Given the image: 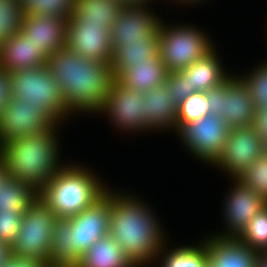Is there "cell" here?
I'll return each instance as SVG.
<instances>
[{
  "label": "cell",
  "instance_id": "8fae6325",
  "mask_svg": "<svg viewBox=\"0 0 267 267\" xmlns=\"http://www.w3.org/2000/svg\"><path fill=\"white\" fill-rule=\"evenodd\" d=\"M264 154V141L253 126L232 128L221 155L211 165L223 169L229 179L238 178Z\"/></svg>",
  "mask_w": 267,
  "mask_h": 267
},
{
  "label": "cell",
  "instance_id": "cb8c5ba5",
  "mask_svg": "<svg viewBox=\"0 0 267 267\" xmlns=\"http://www.w3.org/2000/svg\"><path fill=\"white\" fill-rule=\"evenodd\" d=\"M78 267H136L121 246L108 234L81 257Z\"/></svg>",
  "mask_w": 267,
  "mask_h": 267
},
{
  "label": "cell",
  "instance_id": "60d3db41",
  "mask_svg": "<svg viewBox=\"0 0 267 267\" xmlns=\"http://www.w3.org/2000/svg\"><path fill=\"white\" fill-rule=\"evenodd\" d=\"M122 7L123 6H139L148 5L152 0H116Z\"/></svg>",
  "mask_w": 267,
  "mask_h": 267
},
{
  "label": "cell",
  "instance_id": "ffe728a7",
  "mask_svg": "<svg viewBox=\"0 0 267 267\" xmlns=\"http://www.w3.org/2000/svg\"><path fill=\"white\" fill-rule=\"evenodd\" d=\"M144 112L146 113L147 131L156 132L167 129L176 132L177 106L169 96V87L166 84L154 87L144 95ZM163 130V131H162Z\"/></svg>",
  "mask_w": 267,
  "mask_h": 267
},
{
  "label": "cell",
  "instance_id": "f35d334b",
  "mask_svg": "<svg viewBox=\"0 0 267 267\" xmlns=\"http://www.w3.org/2000/svg\"><path fill=\"white\" fill-rule=\"evenodd\" d=\"M46 265L40 260L20 258L11 254L3 267H45Z\"/></svg>",
  "mask_w": 267,
  "mask_h": 267
},
{
  "label": "cell",
  "instance_id": "8d00e7d4",
  "mask_svg": "<svg viewBox=\"0 0 267 267\" xmlns=\"http://www.w3.org/2000/svg\"><path fill=\"white\" fill-rule=\"evenodd\" d=\"M253 127L265 143L267 141V106L257 109Z\"/></svg>",
  "mask_w": 267,
  "mask_h": 267
},
{
  "label": "cell",
  "instance_id": "e0dca14e",
  "mask_svg": "<svg viewBox=\"0 0 267 267\" xmlns=\"http://www.w3.org/2000/svg\"><path fill=\"white\" fill-rule=\"evenodd\" d=\"M67 20L48 15L24 13L20 31L48 57L65 48Z\"/></svg>",
  "mask_w": 267,
  "mask_h": 267
},
{
  "label": "cell",
  "instance_id": "52a82bcc",
  "mask_svg": "<svg viewBox=\"0 0 267 267\" xmlns=\"http://www.w3.org/2000/svg\"><path fill=\"white\" fill-rule=\"evenodd\" d=\"M57 218L38 196L22 215L19 231L10 245L11 254L49 264L53 227Z\"/></svg>",
  "mask_w": 267,
  "mask_h": 267
},
{
  "label": "cell",
  "instance_id": "ee69618b",
  "mask_svg": "<svg viewBox=\"0 0 267 267\" xmlns=\"http://www.w3.org/2000/svg\"><path fill=\"white\" fill-rule=\"evenodd\" d=\"M7 177V173L5 171L4 165L0 160V185L3 182V180Z\"/></svg>",
  "mask_w": 267,
  "mask_h": 267
},
{
  "label": "cell",
  "instance_id": "5b68a950",
  "mask_svg": "<svg viewBox=\"0 0 267 267\" xmlns=\"http://www.w3.org/2000/svg\"><path fill=\"white\" fill-rule=\"evenodd\" d=\"M9 79L11 96L41 108L55 123L62 124L73 116L46 65L9 72Z\"/></svg>",
  "mask_w": 267,
  "mask_h": 267
},
{
  "label": "cell",
  "instance_id": "1f68e13d",
  "mask_svg": "<svg viewBox=\"0 0 267 267\" xmlns=\"http://www.w3.org/2000/svg\"><path fill=\"white\" fill-rule=\"evenodd\" d=\"M75 0H27L25 14L48 15L69 19L73 15Z\"/></svg>",
  "mask_w": 267,
  "mask_h": 267
},
{
  "label": "cell",
  "instance_id": "f546056e",
  "mask_svg": "<svg viewBox=\"0 0 267 267\" xmlns=\"http://www.w3.org/2000/svg\"><path fill=\"white\" fill-rule=\"evenodd\" d=\"M237 238L255 252L267 251V206L253 216Z\"/></svg>",
  "mask_w": 267,
  "mask_h": 267
},
{
  "label": "cell",
  "instance_id": "603a6c76",
  "mask_svg": "<svg viewBox=\"0 0 267 267\" xmlns=\"http://www.w3.org/2000/svg\"><path fill=\"white\" fill-rule=\"evenodd\" d=\"M159 26L142 42H123L112 55L110 62L114 77L116 78L123 70L133 66L134 63L147 62L159 53Z\"/></svg>",
  "mask_w": 267,
  "mask_h": 267
},
{
  "label": "cell",
  "instance_id": "ba28073f",
  "mask_svg": "<svg viewBox=\"0 0 267 267\" xmlns=\"http://www.w3.org/2000/svg\"><path fill=\"white\" fill-rule=\"evenodd\" d=\"M205 93L209 114L220 116L230 129L253 126L257 109L247 84L238 74H231Z\"/></svg>",
  "mask_w": 267,
  "mask_h": 267
},
{
  "label": "cell",
  "instance_id": "9c48e42d",
  "mask_svg": "<svg viewBox=\"0 0 267 267\" xmlns=\"http://www.w3.org/2000/svg\"><path fill=\"white\" fill-rule=\"evenodd\" d=\"M230 128L224 119L215 114H207L198 120L183 124L176 132L182 145L195 159L212 165L221 155L227 142Z\"/></svg>",
  "mask_w": 267,
  "mask_h": 267
},
{
  "label": "cell",
  "instance_id": "74e56055",
  "mask_svg": "<svg viewBox=\"0 0 267 267\" xmlns=\"http://www.w3.org/2000/svg\"><path fill=\"white\" fill-rule=\"evenodd\" d=\"M11 97L9 72L0 69V112Z\"/></svg>",
  "mask_w": 267,
  "mask_h": 267
},
{
  "label": "cell",
  "instance_id": "8992f818",
  "mask_svg": "<svg viewBox=\"0 0 267 267\" xmlns=\"http://www.w3.org/2000/svg\"><path fill=\"white\" fill-rule=\"evenodd\" d=\"M162 19L159 54L168 73L182 71L216 47L208 32L201 31L197 25H170Z\"/></svg>",
  "mask_w": 267,
  "mask_h": 267
},
{
  "label": "cell",
  "instance_id": "484cf974",
  "mask_svg": "<svg viewBox=\"0 0 267 267\" xmlns=\"http://www.w3.org/2000/svg\"><path fill=\"white\" fill-rule=\"evenodd\" d=\"M121 8L116 0H75L73 16L80 22L101 24L111 30Z\"/></svg>",
  "mask_w": 267,
  "mask_h": 267
},
{
  "label": "cell",
  "instance_id": "7dc6e473",
  "mask_svg": "<svg viewBox=\"0 0 267 267\" xmlns=\"http://www.w3.org/2000/svg\"><path fill=\"white\" fill-rule=\"evenodd\" d=\"M204 267H213V266L209 262H207Z\"/></svg>",
  "mask_w": 267,
  "mask_h": 267
},
{
  "label": "cell",
  "instance_id": "5bb4252c",
  "mask_svg": "<svg viewBox=\"0 0 267 267\" xmlns=\"http://www.w3.org/2000/svg\"><path fill=\"white\" fill-rule=\"evenodd\" d=\"M223 204L225 231L213 233L222 237H237L254 215L267 206V201L237 178H233Z\"/></svg>",
  "mask_w": 267,
  "mask_h": 267
},
{
  "label": "cell",
  "instance_id": "b9f144b4",
  "mask_svg": "<svg viewBox=\"0 0 267 267\" xmlns=\"http://www.w3.org/2000/svg\"><path fill=\"white\" fill-rule=\"evenodd\" d=\"M257 267H267V251L259 252Z\"/></svg>",
  "mask_w": 267,
  "mask_h": 267
},
{
  "label": "cell",
  "instance_id": "30bf717a",
  "mask_svg": "<svg viewBox=\"0 0 267 267\" xmlns=\"http://www.w3.org/2000/svg\"><path fill=\"white\" fill-rule=\"evenodd\" d=\"M144 95L143 92L127 89L115 80L98 113L106 114L111 125L113 123L123 133H146Z\"/></svg>",
  "mask_w": 267,
  "mask_h": 267
},
{
  "label": "cell",
  "instance_id": "d6986e66",
  "mask_svg": "<svg viewBox=\"0 0 267 267\" xmlns=\"http://www.w3.org/2000/svg\"><path fill=\"white\" fill-rule=\"evenodd\" d=\"M47 58L21 31L0 47V69L6 72L43 67Z\"/></svg>",
  "mask_w": 267,
  "mask_h": 267
},
{
  "label": "cell",
  "instance_id": "277c9868",
  "mask_svg": "<svg viewBox=\"0 0 267 267\" xmlns=\"http://www.w3.org/2000/svg\"><path fill=\"white\" fill-rule=\"evenodd\" d=\"M81 164L67 163L38 192L40 199L59 218H69L79 214L94 204L110 188L101 182L102 178L94 174V170L90 171Z\"/></svg>",
  "mask_w": 267,
  "mask_h": 267
},
{
  "label": "cell",
  "instance_id": "e575fe53",
  "mask_svg": "<svg viewBox=\"0 0 267 267\" xmlns=\"http://www.w3.org/2000/svg\"><path fill=\"white\" fill-rule=\"evenodd\" d=\"M165 84L169 87L170 99L176 106L195 92L190 88L188 77L181 71L168 73Z\"/></svg>",
  "mask_w": 267,
  "mask_h": 267
},
{
  "label": "cell",
  "instance_id": "7c38bea8",
  "mask_svg": "<svg viewBox=\"0 0 267 267\" xmlns=\"http://www.w3.org/2000/svg\"><path fill=\"white\" fill-rule=\"evenodd\" d=\"M56 124L41 108L12 96L0 112V145Z\"/></svg>",
  "mask_w": 267,
  "mask_h": 267
},
{
  "label": "cell",
  "instance_id": "d6a6232c",
  "mask_svg": "<svg viewBox=\"0 0 267 267\" xmlns=\"http://www.w3.org/2000/svg\"><path fill=\"white\" fill-rule=\"evenodd\" d=\"M263 62L250 73L239 75L247 84L256 109L267 106V60Z\"/></svg>",
  "mask_w": 267,
  "mask_h": 267
},
{
  "label": "cell",
  "instance_id": "f6af8a7d",
  "mask_svg": "<svg viewBox=\"0 0 267 267\" xmlns=\"http://www.w3.org/2000/svg\"><path fill=\"white\" fill-rule=\"evenodd\" d=\"M45 267H78V266H65V265H51V264H47Z\"/></svg>",
  "mask_w": 267,
  "mask_h": 267
},
{
  "label": "cell",
  "instance_id": "836d02e7",
  "mask_svg": "<svg viewBox=\"0 0 267 267\" xmlns=\"http://www.w3.org/2000/svg\"><path fill=\"white\" fill-rule=\"evenodd\" d=\"M267 201V155L264 153L237 178Z\"/></svg>",
  "mask_w": 267,
  "mask_h": 267
},
{
  "label": "cell",
  "instance_id": "4fadbf2b",
  "mask_svg": "<svg viewBox=\"0 0 267 267\" xmlns=\"http://www.w3.org/2000/svg\"><path fill=\"white\" fill-rule=\"evenodd\" d=\"M111 189L94 204L79 214L69 217L71 227V243L75 252L82 257L92 245L109 234Z\"/></svg>",
  "mask_w": 267,
  "mask_h": 267
},
{
  "label": "cell",
  "instance_id": "9a60e30c",
  "mask_svg": "<svg viewBox=\"0 0 267 267\" xmlns=\"http://www.w3.org/2000/svg\"><path fill=\"white\" fill-rule=\"evenodd\" d=\"M65 47L85 59L108 64L113 55L110 30L101 24L80 22L73 15L67 20Z\"/></svg>",
  "mask_w": 267,
  "mask_h": 267
},
{
  "label": "cell",
  "instance_id": "ab89813d",
  "mask_svg": "<svg viewBox=\"0 0 267 267\" xmlns=\"http://www.w3.org/2000/svg\"><path fill=\"white\" fill-rule=\"evenodd\" d=\"M10 255V245L0 242V267L4 266Z\"/></svg>",
  "mask_w": 267,
  "mask_h": 267
},
{
  "label": "cell",
  "instance_id": "83f0119b",
  "mask_svg": "<svg viewBox=\"0 0 267 267\" xmlns=\"http://www.w3.org/2000/svg\"><path fill=\"white\" fill-rule=\"evenodd\" d=\"M37 197L28 183L6 177L0 185V211L26 210Z\"/></svg>",
  "mask_w": 267,
  "mask_h": 267
},
{
  "label": "cell",
  "instance_id": "d590c367",
  "mask_svg": "<svg viewBox=\"0 0 267 267\" xmlns=\"http://www.w3.org/2000/svg\"><path fill=\"white\" fill-rule=\"evenodd\" d=\"M26 210L0 211V242L11 245L20 227L21 218Z\"/></svg>",
  "mask_w": 267,
  "mask_h": 267
},
{
  "label": "cell",
  "instance_id": "ac0fdd59",
  "mask_svg": "<svg viewBox=\"0 0 267 267\" xmlns=\"http://www.w3.org/2000/svg\"><path fill=\"white\" fill-rule=\"evenodd\" d=\"M202 240L206 246L208 262L213 267H257L259 253L237 237L210 234Z\"/></svg>",
  "mask_w": 267,
  "mask_h": 267
},
{
  "label": "cell",
  "instance_id": "4316f807",
  "mask_svg": "<svg viewBox=\"0 0 267 267\" xmlns=\"http://www.w3.org/2000/svg\"><path fill=\"white\" fill-rule=\"evenodd\" d=\"M71 227L68 218H57L53 227L49 264L78 266L81 257L71 243Z\"/></svg>",
  "mask_w": 267,
  "mask_h": 267
},
{
  "label": "cell",
  "instance_id": "bcb514c9",
  "mask_svg": "<svg viewBox=\"0 0 267 267\" xmlns=\"http://www.w3.org/2000/svg\"><path fill=\"white\" fill-rule=\"evenodd\" d=\"M264 153L267 155V141L264 143Z\"/></svg>",
  "mask_w": 267,
  "mask_h": 267
},
{
  "label": "cell",
  "instance_id": "4dcf8cb0",
  "mask_svg": "<svg viewBox=\"0 0 267 267\" xmlns=\"http://www.w3.org/2000/svg\"><path fill=\"white\" fill-rule=\"evenodd\" d=\"M209 114L205 92H193L177 106L176 131L191 121L200 119Z\"/></svg>",
  "mask_w": 267,
  "mask_h": 267
},
{
  "label": "cell",
  "instance_id": "c3c4849f",
  "mask_svg": "<svg viewBox=\"0 0 267 267\" xmlns=\"http://www.w3.org/2000/svg\"><path fill=\"white\" fill-rule=\"evenodd\" d=\"M17 1L23 5L27 0H17Z\"/></svg>",
  "mask_w": 267,
  "mask_h": 267
},
{
  "label": "cell",
  "instance_id": "44dd1931",
  "mask_svg": "<svg viewBox=\"0 0 267 267\" xmlns=\"http://www.w3.org/2000/svg\"><path fill=\"white\" fill-rule=\"evenodd\" d=\"M167 69L158 53L147 62L134 63L133 66L123 70L115 80L130 90L146 93L165 84Z\"/></svg>",
  "mask_w": 267,
  "mask_h": 267
},
{
  "label": "cell",
  "instance_id": "3957f363",
  "mask_svg": "<svg viewBox=\"0 0 267 267\" xmlns=\"http://www.w3.org/2000/svg\"><path fill=\"white\" fill-rule=\"evenodd\" d=\"M60 125L63 124L57 123L42 132L2 143L0 160L7 177L26 182L39 192L66 165L59 158Z\"/></svg>",
  "mask_w": 267,
  "mask_h": 267
},
{
  "label": "cell",
  "instance_id": "2e32d148",
  "mask_svg": "<svg viewBox=\"0 0 267 267\" xmlns=\"http://www.w3.org/2000/svg\"><path fill=\"white\" fill-rule=\"evenodd\" d=\"M150 5L123 6L111 27L112 51L123 42H142L160 24L161 16L151 11Z\"/></svg>",
  "mask_w": 267,
  "mask_h": 267
},
{
  "label": "cell",
  "instance_id": "7a4b0ae2",
  "mask_svg": "<svg viewBox=\"0 0 267 267\" xmlns=\"http://www.w3.org/2000/svg\"><path fill=\"white\" fill-rule=\"evenodd\" d=\"M46 67L57 80L72 114H98L115 81L110 64L85 59L66 47L48 56Z\"/></svg>",
  "mask_w": 267,
  "mask_h": 267
},
{
  "label": "cell",
  "instance_id": "6da1fadb",
  "mask_svg": "<svg viewBox=\"0 0 267 267\" xmlns=\"http://www.w3.org/2000/svg\"><path fill=\"white\" fill-rule=\"evenodd\" d=\"M138 197L111 190L109 235L136 267H151L168 240L154 209Z\"/></svg>",
  "mask_w": 267,
  "mask_h": 267
},
{
  "label": "cell",
  "instance_id": "7402d4cb",
  "mask_svg": "<svg viewBox=\"0 0 267 267\" xmlns=\"http://www.w3.org/2000/svg\"><path fill=\"white\" fill-rule=\"evenodd\" d=\"M221 63L222 58L214 47L203 58L194 61L181 72L188 77L190 88L195 92H206L224 82L232 74L225 71Z\"/></svg>",
  "mask_w": 267,
  "mask_h": 267
},
{
  "label": "cell",
  "instance_id": "7bdbcfd3",
  "mask_svg": "<svg viewBox=\"0 0 267 267\" xmlns=\"http://www.w3.org/2000/svg\"><path fill=\"white\" fill-rule=\"evenodd\" d=\"M170 2V0H168ZM172 2L174 1V3L177 2V5H179L181 3V6L184 5H191L194 6L193 4H198L199 2L202 3V1L206 2L207 0H171ZM179 3V4H178ZM186 4V5H185Z\"/></svg>",
  "mask_w": 267,
  "mask_h": 267
},
{
  "label": "cell",
  "instance_id": "f1b7e54d",
  "mask_svg": "<svg viewBox=\"0 0 267 267\" xmlns=\"http://www.w3.org/2000/svg\"><path fill=\"white\" fill-rule=\"evenodd\" d=\"M23 5L17 0H0V47L21 30Z\"/></svg>",
  "mask_w": 267,
  "mask_h": 267
},
{
  "label": "cell",
  "instance_id": "d4e9b609",
  "mask_svg": "<svg viewBox=\"0 0 267 267\" xmlns=\"http://www.w3.org/2000/svg\"><path fill=\"white\" fill-rule=\"evenodd\" d=\"M167 246L166 243L157 254L153 266L158 264V267H204L208 262L206 246L202 241L174 248Z\"/></svg>",
  "mask_w": 267,
  "mask_h": 267
}]
</instances>
